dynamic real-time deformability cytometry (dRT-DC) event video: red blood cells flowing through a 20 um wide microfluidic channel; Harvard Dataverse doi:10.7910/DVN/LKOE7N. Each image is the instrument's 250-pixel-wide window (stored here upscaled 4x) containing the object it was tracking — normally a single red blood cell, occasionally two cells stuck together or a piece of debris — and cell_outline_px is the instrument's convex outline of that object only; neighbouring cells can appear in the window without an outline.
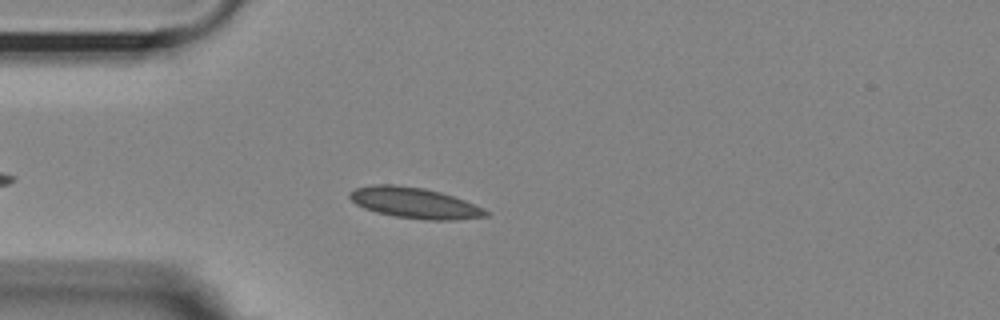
{"species": "Egyptian fruit bat (a non-hibernating species)", "species_latin": "Rousettus aegyptiacus", "temperature_condition": "room temperature", "stored_images_in_passage": 42, "camera_frame_rate_fps": 3000, "um_per_image_px": 0.085, "animal": {"sex": "female"}, "frame": {"image": 1, "passage_image": 7, "time_ms": 2.0, "image_size_px": [1000, 320], "cell_outline_px": [[488, 216], [456, 220], [428, 220], [396, 216], [376, 212], [364, 208], [356, 204], [348, 196], [356, 188], [372, 184], [392, 184], [424, 188], [440, 192], [464, 200], [488, 212]], "centroid_in_image_um": [35.21, 17.24], "position_along_channel_um": 49.8, "area_um2": 24.04}}
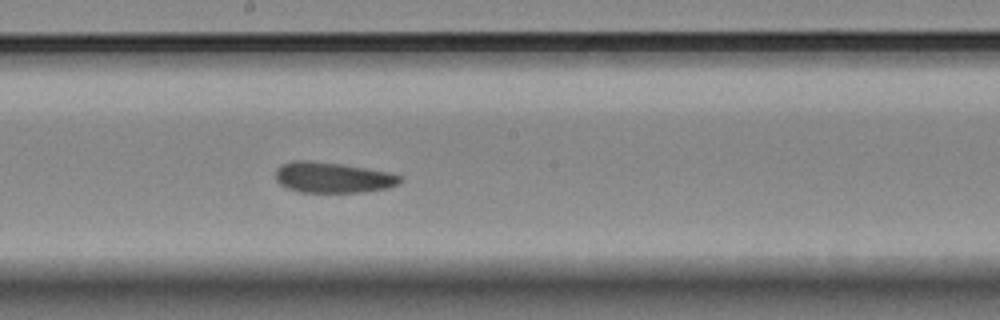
{"frame": {"image": 2, "passage_image": 22, "time_ms": 7.0, "image_size_px": [1000, 320], "cell_outline_px": [[404, 180], [400, 184], [388, 188], [364, 192], [296, 192], [280, 184], [276, 180], [276, 168], [292, 160], [308, 160], [340, 164], [388, 172], [400, 176]], "centroid_in_image_um": [28.29, 15.1], "position_along_channel_um": 219.9, "area_um2": 22.25}}
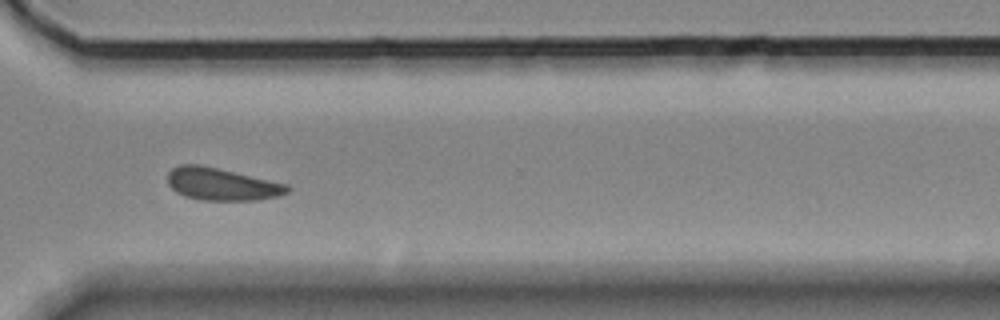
{"frame": {"image": 3, "passage_image": 33, "time_ms": 10.667, "image_size_px": [1000, 320], "cell_outline_px": [[292, 188], [288, 192], [280, 196], [256, 200], [200, 200], [184, 196], [176, 192], [168, 184], [168, 172], [172, 168], [180, 164], [200, 164], [288, 184]], "centroid_in_image_um": [18.85, 15.65], "position_along_channel_um": 351.7, "area_um2": 22.72}, "authors_computed_cell_mechanics": {"area_um2": 22.831, "velocity_mm_per_s": 3.5943, "shape_relaxation_time_tau1_ms": 4.0404, "shape_relaxation_time_tau2_ms": 2.2861, "deformation_change_tau1": 0.0722, "deformation_change_tau2": 0.0757}}